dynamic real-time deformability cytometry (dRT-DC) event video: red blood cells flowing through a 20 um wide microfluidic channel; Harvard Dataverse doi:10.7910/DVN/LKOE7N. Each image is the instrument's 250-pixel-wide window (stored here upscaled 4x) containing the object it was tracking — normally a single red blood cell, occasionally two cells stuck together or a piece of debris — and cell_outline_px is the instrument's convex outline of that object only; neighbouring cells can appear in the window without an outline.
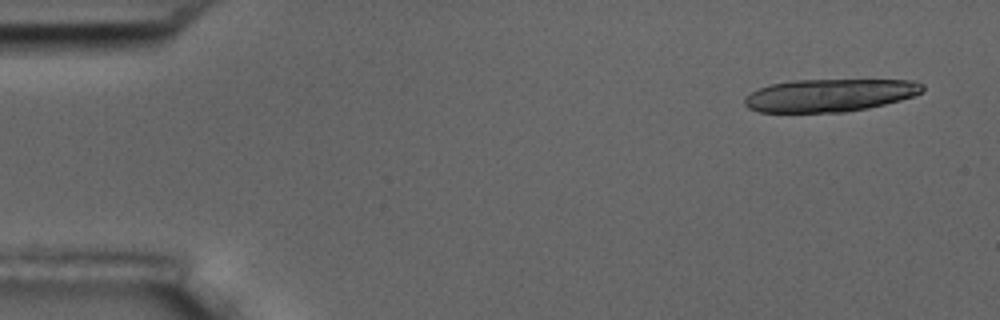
{"species": "common noctule bat (a hibernating species)", "species_latin": "Nyctalus noctula", "temperature_condition": "room temperature", "stored_images_in_passage": 5, "camera_frame_rate_fps": 3000, "um_per_image_px": 0.085, "animal": {"sex": "male", "body_mass_g": 17.5, "forearm_length_mm": 52.3}, "frame": {"image": 1, "passage_image": 1, "time_ms": 0.0, "image_size_px": [1000, 320], "cell_outline_px": [[924, 88], [920, 92], [912, 96], [900, 100], [868, 108], [844, 112], [760, 112], [748, 108], [744, 104], [744, 96], [760, 88], [772, 84], [792, 80], [916, 80], [924, 84]], "centroid_in_image_um": [70.51, 8.09], "position_along_channel_um": 14.5, "area_um2": 33.87}}
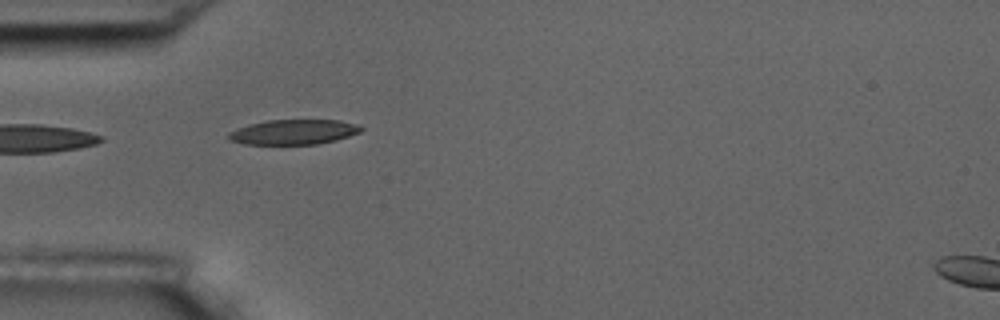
{"frame": {"image": 2, "passage_image": 5, "time_ms": 4.667, "image_size_px": [1000, 320], "cell_outline_px": [[364, 128], [360, 132], [336, 140], [316, 144], [244, 144], [228, 140], [228, 132], [236, 128], [248, 124], [268, 120], [340, 120], [356, 124]], "centroid_in_image_um": [24.92, 11.22], "position_along_channel_um": 60.1, "area_um2": 19.31}}